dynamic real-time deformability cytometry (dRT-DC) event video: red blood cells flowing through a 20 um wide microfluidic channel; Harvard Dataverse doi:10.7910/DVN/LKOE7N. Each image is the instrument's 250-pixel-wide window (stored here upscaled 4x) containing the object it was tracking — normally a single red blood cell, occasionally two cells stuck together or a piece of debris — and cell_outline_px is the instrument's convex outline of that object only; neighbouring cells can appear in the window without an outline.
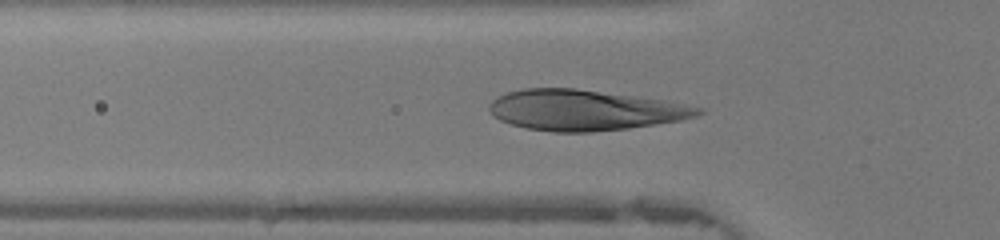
{"species": "human", "species_latin": "Homo sapiens", "temperature_condition": "warm", "stored_images_in_passage": 45, "camera_frame_rate_fps": 3000, "um_per_image_px": 0.085, "donor": {"sex": "female"}, "frame": {"image": 1, "passage_image": 14, "time_ms": 4.333, "image_size_px": [1000, 240], "cell_outline_px": [[704, 112], [696, 116], [680, 120], [628, 128], [592, 132], [552, 132], [524, 128], [500, 120], [492, 116], [488, 108], [488, 104], [492, 100], [508, 92], [524, 88], [576, 88], [640, 96], [664, 100], [684, 104], [700, 108]], "centroid_in_image_um": [49.66, 9.36], "position_along_channel_um": 76.1, "area_um2": 49.42}}
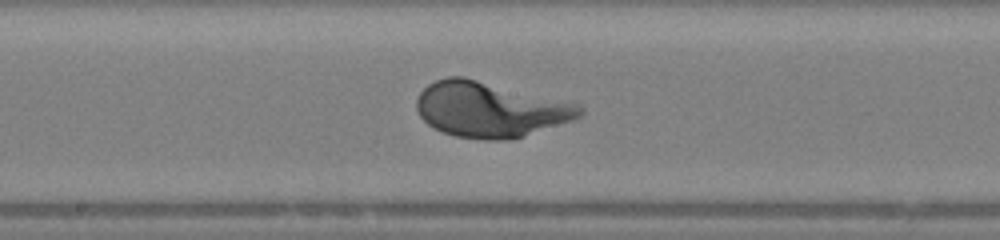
{"frame": {"image": 2, "passage_image": 23, "time_ms": 7.333, "image_size_px": [1000, 240], "cell_outline_px": [[584, 112], [580, 116], [572, 120], [524, 136], [508, 140], [484, 140], [456, 136], [432, 128], [420, 116], [416, 108], [416, 100], [420, 92], [428, 84], [436, 80], [448, 76], [464, 76], [580, 104], [584, 108]], "centroid_in_image_um": [41.65, 9.3], "position_along_channel_um": 206.6, "area_um2": 52.71}}
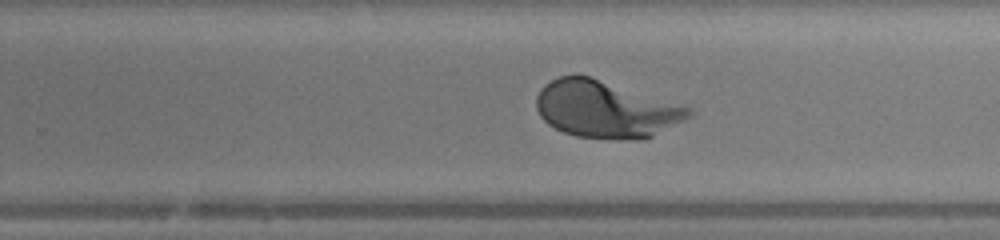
{"frame": {"image": 3, "passage_image": 28, "time_ms": 9.0, "image_size_px": [1000, 240], "cell_outline_px": [[692, 116], [652, 136], [576, 136], [564, 132], [548, 124], [540, 116], [536, 108], [536, 96], [540, 88], [544, 84], [560, 76], [588, 76], [688, 104], [692, 112]], "centroid_in_image_um": [51.5, 9.22], "position_along_channel_um": 278.3, "area_um2": 49.77}}